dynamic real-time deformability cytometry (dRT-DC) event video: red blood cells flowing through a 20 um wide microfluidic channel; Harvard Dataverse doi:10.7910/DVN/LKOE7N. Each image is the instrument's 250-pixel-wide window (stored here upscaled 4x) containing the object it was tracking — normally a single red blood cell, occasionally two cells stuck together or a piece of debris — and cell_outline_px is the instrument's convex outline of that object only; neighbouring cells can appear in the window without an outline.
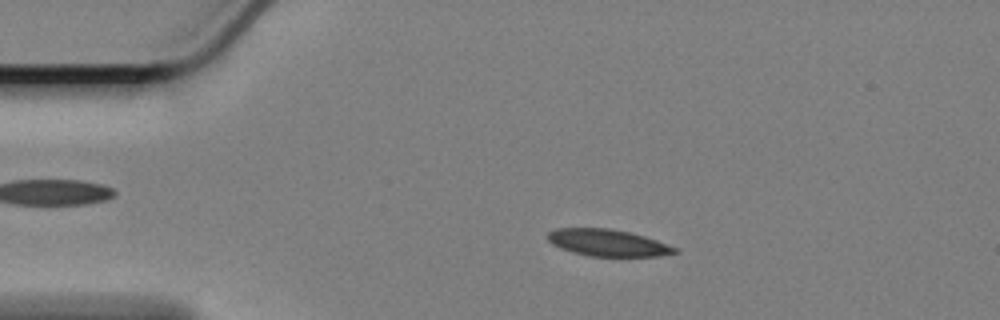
{"species": "Egyptian fruit bat (a non-hibernating species)", "species_latin": "Rousettus aegyptiacus", "temperature_condition": "cold", "stored_images_in_passage": 58, "camera_frame_rate_fps": 3000, "um_per_image_px": 0.085, "animal": {"sex": "female"}, "frame": {"image": 1, "passage_image": 11, "time_ms": 3.333, "image_size_px": [1000, 320], "cell_outline_px": [[680, 252], [660, 256], [588, 256], [572, 252], [560, 248], [552, 244], [548, 240], [548, 232], [556, 228], [608, 228], [628, 232], [644, 236], [680, 248]], "centroid_in_image_um": [51.68, 20.64], "position_along_channel_um": 33.3, "area_um2": 19.94}}
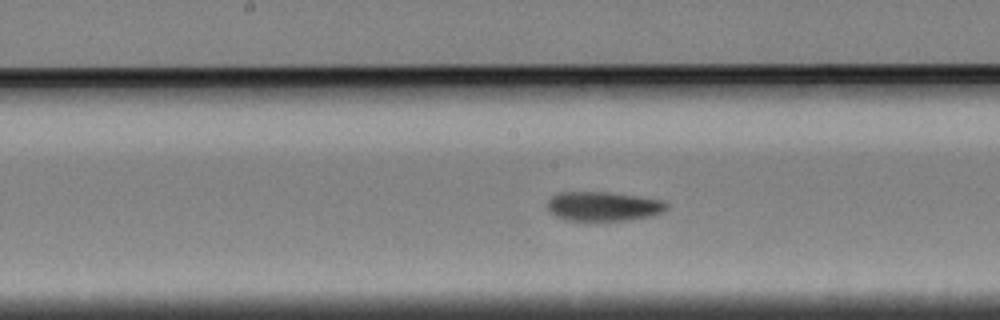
{"frame": {"image": 2, "passage_image": 29, "time_ms": 9.333, "image_size_px": [1000, 320], "cell_outline_px": [[668, 208], [664, 212], [656, 216], [628, 220], [584, 224], [564, 220], [548, 212], [548, 200], [552, 196], [560, 192], [608, 192], [664, 200], [668, 204]], "centroid_in_image_um": [51.28, 17.6], "position_along_channel_um": 196.9, "area_um2": 21.5}}
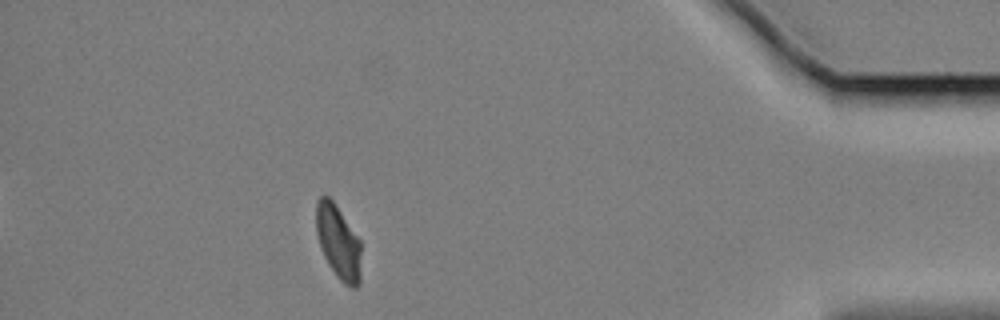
{"frame": {"image": 3, "passage_image": 52, "time_ms": 17.0, "image_size_px": [1000, 320], "cell_outline_px": [[360, 284], [356, 288], [352, 288], [344, 284], [336, 276], [328, 264], [324, 256], [316, 232], [316, 200], [320, 196], [328, 196], [332, 200], [360, 240]], "centroid_in_image_um": [28.75, 20.6], "position_along_channel_um": 406.5, "area_um2": 19.25}, "authors_computed_cell_mechanics": {"area_um2": 20.4034, "velocity_mm_per_s": 3.3727, "shape_relaxation_time_tau1_ms": 9.9861, "shape_relaxation_time_tau2_ms": 5.077, "deformation_change_tau1": 0.1655, "deformation_change_tau2": 0.0952}}